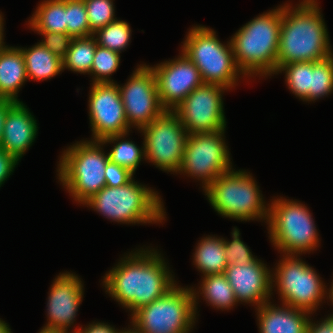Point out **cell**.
<instances>
[{"label":"cell","instance_id":"14","mask_svg":"<svg viewBox=\"0 0 333 333\" xmlns=\"http://www.w3.org/2000/svg\"><path fill=\"white\" fill-rule=\"evenodd\" d=\"M119 86L128 125L141 130L160 116L162 107L155 74L149 65H139L128 82Z\"/></svg>","mask_w":333,"mask_h":333},{"label":"cell","instance_id":"26","mask_svg":"<svg viewBox=\"0 0 333 333\" xmlns=\"http://www.w3.org/2000/svg\"><path fill=\"white\" fill-rule=\"evenodd\" d=\"M97 42L94 35L73 38L63 62L64 69L80 74L90 73Z\"/></svg>","mask_w":333,"mask_h":333},{"label":"cell","instance_id":"32","mask_svg":"<svg viewBox=\"0 0 333 333\" xmlns=\"http://www.w3.org/2000/svg\"><path fill=\"white\" fill-rule=\"evenodd\" d=\"M67 34L72 38L93 35L84 0H66Z\"/></svg>","mask_w":333,"mask_h":333},{"label":"cell","instance_id":"30","mask_svg":"<svg viewBox=\"0 0 333 333\" xmlns=\"http://www.w3.org/2000/svg\"><path fill=\"white\" fill-rule=\"evenodd\" d=\"M333 91V55L312 62V88L308 92V101H315Z\"/></svg>","mask_w":333,"mask_h":333},{"label":"cell","instance_id":"20","mask_svg":"<svg viewBox=\"0 0 333 333\" xmlns=\"http://www.w3.org/2000/svg\"><path fill=\"white\" fill-rule=\"evenodd\" d=\"M283 307L266 302L257 309L259 333H306L308 311L282 304Z\"/></svg>","mask_w":333,"mask_h":333},{"label":"cell","instance_id":"27","mask_svg":"<svg viewBox=\"0 0 333 333\" xmlns=\"http://www.w3.org/2000/svg\"><path fill=\"white\" fill-rule=\"evenodd\" d=\"M128 133L111 135L100 140L102 146L107 143L116 144L108 153L109 161L119 166L127 168L131 173H135L139 163L145 157L144 142L140 149L132 141L124 140ZM121 140V141H120ZM115 141H119L115 143Z\"/></svg>","mask_w":333,"mask_h":333},{"label":"cell","instance_id":"43","mask_svg":"<svg viewBox=\"0 0 333 333\" xmlns=\"http://www.w3.org/2000/svg\"><path fill=\"white\" fill-rule=\"evenodd\" d=\"M39 333H68L64 330H50L42 328Z\"/></svg>","mask_w":333,"mask_h":333},{"label":"cell","instance_id":"28","mask_svg":"<svg viewBox=\"0 0 333 333\" xmlns=\"http://www.w3.org/2000/svg\"><path fill=\"white\" fill-rule=\"evenodd\" d=\"M285 71L288 89L303 101H308L312 88V62H293L281 66L276 74Z\"/></svg>","mask_w":333,"mask_h":333},{"label":"cell","instance_id":"7","mask_svg":"<svg viewBox=\"0 0 333 333\" xmlns=\"http://www.w3.org/2000/svg\"><path fill=\"white\" fill-rule=\"evenodd\" d=\"M196 289L175 284L155 301L131 314L141 333H189L196 320Z\"/></svg>","mask_w":333,"mask_h":333},{"label":"cell","instance_id":"45","mask_svg":"<svg viewBox=\"0 0 333 333\" xmlns=\"http://www.w3.org/2000/svg\"><path fill=\"white\" fill-rule=\"evenodd\" d=\"M332 283V285H331V288H329L330 290H329V292L327 293V295L329 296V300L331 301V303L333 304V282H331Z\"/></svg>","mask_w":333,"mask_h":333},{"label":"cell","instance_id":"22","mask_svg":"<svg viewBox=\"0 0 333 333\" xmlns=\"http://www.w3.org/2000/svg\"><path fill=\"white\" fill-rule=\"evenodd\" d=\"M20 49L24 56L28 79L47 80L62 72V60L46 49L40 42L28 49Z\"/></svg>","mask_w":333,"mask_h":333},{"label":"cell","instance_id":"3","mask_svg":"<svg viewBox=\"0 0 333 333\" xmlns=\"http://www.w3.org/2000/svg\"><path fill=\"white\" fill-rule=\"evenodd\" d=\"M281 22L282 6L250 20L231 37L235 63L243 77L276 73Z\"/></svg>","mask_w":333,"mask_h":333},{"label":"cell","instance_id":"25","mask_svg":"<svg viewBox=\"0 0 333 333\" xmlns=\"http://www.w3.org/2000/svg\"><path fill=\"white\" fill-rule=\"evenodd\" d=\"M202 279L200 291L197 293L200 292L209 305L217 309L229 310L238 303L224 273L206 275Z\"/></svg>","mask_w":333,"mask_h":333},{"label":"cell","instance_id":"16","mask_svg":"<svg viewBox=\"0 0 333 333\" xmlns=\"http://www.w3.org/2000/svg\"><path fill=\"white\" fill-rule=\"evenodd\" d=\"M156 78L159 100L173 111L191 91L203 84L199 69L184 54L151 67Z\"/></svg>","mask_w":333,"mask_h":333},{"label":"cell","instance_id":"41","mask_svg":"<svg viewBox=\"0 0 333 333\" xmlns=\"http://www.w3.org/2000/svg\"><path fill=\"white\" fill-rule=\"evenodd\" d=\"M3 18H2V14H0V49H2L5 45H4V42H3V39H4V33H3V25H4V23H3Z\"/></svg>","mask_w":333,"mask_h":333},{"label":"cell","instance_id":"38","mask_svg":"<svg viewBox=\"0 0 333 333\" xmlns=\"http://www.w3.org/2000/svg\"><path fill=\"white\" fill-rule=\"evenodd\" d=\"M320 322L316 324L309 318L306 333H333V314Z\"/></svg>","mask_w":333,"mask_h":333},{"label":"cell","instance_id":"1","mask_svg":"<svg viewBox=\"0 0 333 333\" xmlns=\"http://www.w3.org/2000/svg\"><path fill=\"white\" fill-rule=\"evenodd\" d=\"M162 258L159 252L148 248L121 258L103 277L106 292L132 314L162 297L176 284Z\"/></svg>","mask_w":333,"mask_h":333},{"label":"cell","instance_id":"8","mask_svg":"<svg viewBox=\"0 0 333 333\" xmlns=\"http://www.w3.org/2000/svg\"><path fill=\"white\" fill-rule=\"evenodd\" d=\"M187 34L181 52L199 69L203 82L226 89L236 86L243 73L235 63L231 41L227 46L222 44L213 29L201 25Z\"/></svg>","mask_w":333,"mask_h":333},{"label":"cell","instance_id":"39","mask_svg":"<svg viewBox=\"0 0 333 333\" xmlns=\"http://www.w3.org/2000/svg\"><path fill=\"white\" fill-rule=\"evenodd\" d=\"M119 331L114 327L110 326L107 323L102 322H93L92 324L89 323L85 328H78L74 330L72 333H118Z\"/></svg>","mask_w":333,"mask_h":333},{"label":"cell","instance_id":"23","mask_svg":"<svg viewBox=\"0 0 333 333\" xmlns=\"http://www.w3.org/2000/svg\"><path fill=\"white\" fill-rule=\"evenodd\" d=\"M193 256L194 265L204 276L224 273L228 266L224 251V239L220 237H203Z\"/></svg>","mask_w":333,"mask_h":333},{"label":"cell","instance_id":"24","mask_svg":"<svg viewBox=\"0 0 333 333\" xmlns=\"http://www.w3.org/2000/svg\"><path fill=\"white\" fill-rule=\"evenodd\" d=\"M37 32L67 33L66 0H44L28 21Z\"/></svg>","mask_w":333,"mask_h":333},{"label":"cell","instance_id":"9","mask_svg":"<svg viewBox=\"0 0 333 333\" xmlns=\"http://www.w3.org/2000/svg\"><path fill=\"white\" fill-rule=\"evenodd\" d=\"M269 205V237L274 247L285 255H300L319 247V238L314 220L308 208L299 203L273 199ZM318 245V246H317Z\"/></svg>","mask_w":333,"mask_h":333},{"label":"cell","instance_id":"35","mask_svg":"<svg viewBox=\"0 0 333 333\" xmlns=\"http://www.w3.org/2000/svg\"><path fill=\"white\" fill-rule=\"evenodd\" d=\"M43 35L44 40L40 43L52 52L55 56L63 60L70 47L72 37L67 33L38 32Z\"/></svg>","mask_w":333,"mask_h":333},{"label":"cell","instance_id":"21","mask_svg":"<svg viewBox=\"0 0 333 333\" xmlns=\"http://www.w3.org/2000/svg\"><path fill=\"white\" fill-rule=\"evenodd\" d=\"M27 79L21 49L5 45L0 49V98L22 102L17 94Z\"/></svg>","mask_w":333,"mask_h":333},{"label":"cell","instance_id":"31","mask_svg":"<svg viewBox=\"0 0 333 333\" xmlns=\"http://www.w3.org/2000/svg\"><path fill=\"white\" fill-rule=\"evenodd\" d=\"M120 64V53L96 46L90 74L93 83H114L110 75L116 72Z\"/></svg>","mask_w":333,"mask_h":333},{"label":"cell","instance_id":"4","mask_svg":"<svg viewBox=\"0 0 333 333\" xmlns=\"http://www.w3.org/2000/svg\"><path fill=\"white\" fill-rule=\"evenodd\" d=\"M158 194L132 179L121 187H103L83 205L118 223H161L166 212Z\"/></svg>","mask_w":333,"mask_h":333},{"label":"cell","instance_id":"36","mask_svg":"<svg viewBox=\"0 0 333 333\" xmlns=\"http://www.w3.org/2000/svg\"><path fill=\"white\" fill-rule=\"evenodd\" d=\"M133 173L127 168L108 161L105 168V182L107 187H121L133 179Z\"/></svg>","mask_w":333,"mask_h":333},{"label":"cell","instance_id":"10","mask_svg":"<svg viewBox=\"0 0 333 333\" xmlns=\"http://www.w3.org/2000/svg\"><path fill=\"white\" fill-rule=\"evenodd\" d=\"M272 282H275L272 287L277 286L282 304L311 314L328 292L315 269L298 255H283L272 274Z\"/></svg>","mask_w":333,"mask_h":333},{"label":"cell","instance_id":"13","mask_svg":"<svg viewBox=\"0 0 333 333\" xmlns=\"http://www.w3.org/2000/svg\"><path fill=\"white\" fill-rule=\"evenodd\" d=\"M217 84L203 83L173 110L188 134L215 132L226 128L222 93Z\"/></svg>","mask_w":333,"mask_h":333},{"label":"cell","instance_id":"42","mask_svg":"<svg viewBox=\"0 0 333 333\" xmlns=\"http://www.w3.org/2000/svg\"><path fill=\"white\" fill-rule=\"evenodd\" d=\"M11 329L9 328V325L0 319V333H11Z\"/></svg>","mask_w":333,"mask_h":333},{"label":"cell","instance_id":"2","mask_svg":"<svg viewBox=\"0 0 333 333\" xmlns=\"http://www.w3.org/2000/svg\"><path fill=\"white\" fill-rule=\"evenodd\" d=\"M317 0L282 6L276 71L293 62H317L333 55Z\"/></svg>","mask_w":333,"mask_h":333},{"label":"cell","instance_id":"40","mask_svg":"<svg viewBox=\"0 0 333 333\" xmlns=\"http://www.w3.org/2000/svg\"><path fill=\"white\" fill-rule=\"evenodd\" d=\"M16 102L10 99H1L0 98V145L2 143L3 136V128L6 115L8 110L15 104Z\"/></svg>","mask_w":333,"mask_h":333},{"label":"cell","instance_id":"37","mask_svg":"<svg viewBox=\"0 0 333 333\" xmlns=\"http://www.w3.org/2000/svg\"><path fill=\"white\" fill-rule=\"evenodd\" d=\"M19 161L0 147V187L14 172Z\"/></svg>","mask_w":333,"mask_h":333},{"label":"cell","instance_id":"18","mask_svg":"<svg viewBox=\"0 0 333 333\" xmlns=\"http://www.w3.org/2000/svg\"><path fill=\"white\" fill-rule=\"evenodd\" d=\"M236 301L252 303L259 308L270 301L272 294V271L260 259L242 266L228 265L224 272Z\"/></svg>","mask_w":333,"mask_h":333},{"label":"cell","instance_id":"19","mask_svg":"<svg viewBox=\"0 0 333 333\" xmlns=\"http://www.w3.org/2000/svg\"><path fill=\"white\" fill-rule=\"evenodd\" d=\"M37 128V121L27 106L16 102L6 115L0 147L20 161L35 141Z\"/></svg>","mask_w":333,"mask_h":333},{"label":"cell","instance_id":"12","mask_svg":"<svg viewBox=\"0 0 333 333\" xmlns=\"http://www.w3.org/2000/svg\"><path fill=\"white\" fill-rule=\"evenodd\" d=\"M140 132L144 135L145 159L163 171L177 173L189 135L179 116L165 110Z\"/></svg>","mask_w":333,"mask_h":333},{"label":"cell","instance_id":"44","mask_svg":"<svg viewBox=\"0 0 333 333\" xmlns=\"http://www.w3.org/2000/svg\"><path fill=\"white\" fill-rule=\"evenodd\" d=\"M132 328L133 329H130L129 328V330L127 329H125L124 328V330H119V332L118 333H141L139 330H137L134 326H132Z\"/></svg>","mask_w":333,"mask_h":333},{"label":"cell","instance_id":"33","mask_svg":"<svg viewBox=\"0 0 333 333\" xmlns=\"http://www.w3.org/2000/svg\"><path fill=\"white\" fill-rule=\"evenodd\" d=\"M84 4L92 33L117 20L113 0H84Z\"/></svg>","mask_w":333,"mask_h":333},{"label":"cell","instance_id":"6","mask_svg":"<svg viewBox=\"0 0 333 333\" xmlns=\"http://www.w3.org/2000/svg\"><path fill=\"white\" fill-rule=\"evenodd\" d=\"M204 191L211 206L223 217L241 221H268L270 207H266L250 173L231 169L217 177Z\"/></svg>","mask_w":333,"mask_h":333},{"label":"cell","instance_id":"29","mask_svg":"<svg viewBox=\"0 0 333 333\" xmlns=\"http://www.w3.org/2000/svg\"><path fill=\"white\" fill-rule=\"evenodd\" d=\"M131 31L127 22L117 19L93 35H97L95 39L98 46L121 53L129 45Z\"/></svg>","mask_w":333,"mask_h":333},{"label":"cell","instance_id":"17","mask_svg":"<svg viewBox=\"0 0 333 333\" xmlns=\"http://www.w3.org/2000/svg\"><path fill=\"white\" fill-rule=\"evenodd\" d=\"M47 302L48 323L44 329L68 331L83 299V283L73 273H60L54 279Z\"/></svg>","mask_w":333,"mask_h":333},{"label":"cell","instance_id":"34","mask_svg":"<svg viewBox=\"0 0 333 333\" xmlns=\"http://www.w3.org/2000/svg\"><path fill=\"white\" fill-rule=\"evenodd\" d=\"M232 241L224 239V251L228 265L242 266L250 264L256 260L249 247L240 240V232L234 227Z\"/></svg>","mask_w":333,"mask_h":333},{"label":"cell","instance_id":"15","mask_svg":"<svg viewBox=\"0 0 333 333\" xmlns=\"http://www.w3.org/2000/svg\"><path fill=\"white\" fill-rule=\"evenodd\" d=\"M89 94V119L94 141L129 133L130 126L117 83H92Z\"/></svg>","mask_w":333,"mask_h":333},{"label":"cell","instance_id":"5","mask_svg":"<svg viewBox=\"0 0 333 333\" xmlns=\"http://www.w3.org/2000/svg\"><path fill=\"white\" fill-rule=\"evenodd\" d=\"M80 141L69 146L58 165V178L76 202L84 204L106 186L108 154L100 141Z\"/></svg>","mask_w":333,"mask_h":333},{"label":"cell","instance_id":"11","mask_svg":"<svg viewBox=\"0 0 333 333\" xmlns=\"http://www.w3.org/2000/svg\"><path fill=\"white\" fill-rule=\"evenodd\" d=\"M224 133L225 129L189 134L177 173L201 180L205 190L221 174L233 169Z\"/></svg>","mask_w":333,"mask_h":333}]
</instances>
